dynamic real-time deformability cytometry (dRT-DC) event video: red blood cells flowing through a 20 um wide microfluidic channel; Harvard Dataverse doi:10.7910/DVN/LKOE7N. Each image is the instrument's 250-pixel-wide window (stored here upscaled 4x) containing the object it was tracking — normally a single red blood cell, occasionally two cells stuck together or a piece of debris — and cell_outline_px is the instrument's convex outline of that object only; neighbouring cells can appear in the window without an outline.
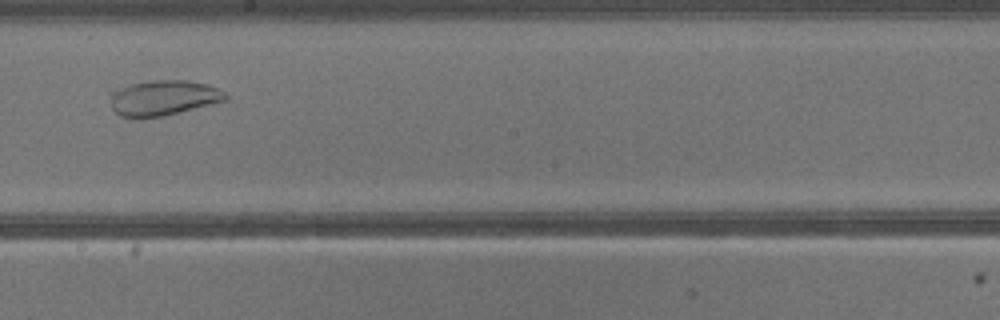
{"species": "common noctule bat (a hibernating species)", "species_latin": "Nyctalus noctula", "temperature_condition": "warm", "stored_images_in_passage": 31, "camera_frame_rate_fps": 3000, "um_per_image_px": 0.085, "animal": {"sex": "male", "body_mass_g": 13.3}, "frame": {"image": 1, "passage_image": 14, "time_ms": 4.333, "image_size_px": [1000, 320], "cell_outline_px": [[228, 96], [224, 100], [164, 116], [140, 120], [120, 116], [112, 108], [108, 92], [116, 88], [128, 84], [152, 80], [188, 80], [208, 84], [220, 88]], "centroid_in_image_um": [13.8, 8.32], "position_along_channel_um": 234.4, "area_um2": 24.22}}
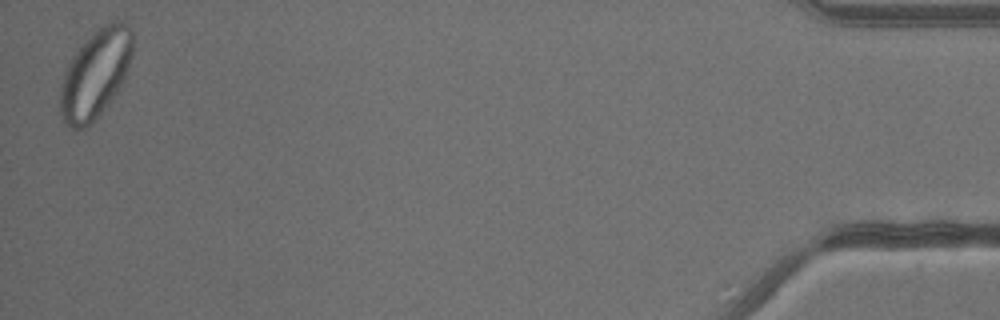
{"frame": {"image": 2, "passage_image": 31, "time_ms": 10.0, "image_size_px": [1000, 320], "cell_outline_px": [[132, 52], [124, 80], [112, 100], [84, 128], [72, 128], [64, 124], [60, 116], [60, 84], [64, 72], [72, 56], [100, 28], [108, 24], [120, 20], [128, 24], [132, 28]], "centroid_in_image_um": [8.1, 6.31], "position_along_channel_um": 427.1, "area_um2": 36.65}}